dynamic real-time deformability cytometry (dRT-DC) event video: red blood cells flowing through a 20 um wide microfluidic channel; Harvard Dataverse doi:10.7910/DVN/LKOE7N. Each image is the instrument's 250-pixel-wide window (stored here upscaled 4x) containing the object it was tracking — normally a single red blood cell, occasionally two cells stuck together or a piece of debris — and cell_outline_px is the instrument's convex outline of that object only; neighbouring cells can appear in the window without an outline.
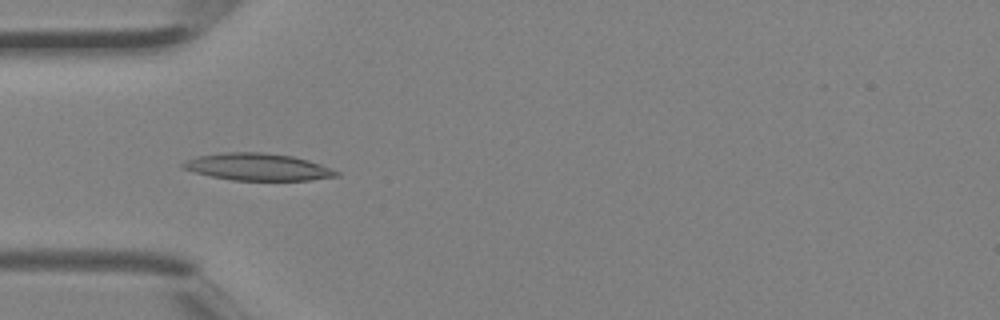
{"species": "Egyptian fruit bat (a non-hibernating species)", "species_latin": "Rousettus aegyptiacus", "temperature_condition": "room temperature", "stored_images_in_passage": 4, "camera_frame_rate_fps": 3000, "um_per_image_px": 0.085, "animal": {"sex": "female"}, "frame": {"image": 1, "passage_image": 4, "time_ms": 1.0, "image_size_px": [1000, 320], "cell_outline_px": [[340, 176], [312, 180], [232, 180], [212, 176], [180, 168], [180, 164], [184, 160], [196, 156], [224, 152], [260, 152], [292, 156], [308, 160], [320, 164], [340, 172]], "centroid_in_image_um": [21.89, 14.18], "position_along_channel_um": 63.1, "area_um2": 24.28}}